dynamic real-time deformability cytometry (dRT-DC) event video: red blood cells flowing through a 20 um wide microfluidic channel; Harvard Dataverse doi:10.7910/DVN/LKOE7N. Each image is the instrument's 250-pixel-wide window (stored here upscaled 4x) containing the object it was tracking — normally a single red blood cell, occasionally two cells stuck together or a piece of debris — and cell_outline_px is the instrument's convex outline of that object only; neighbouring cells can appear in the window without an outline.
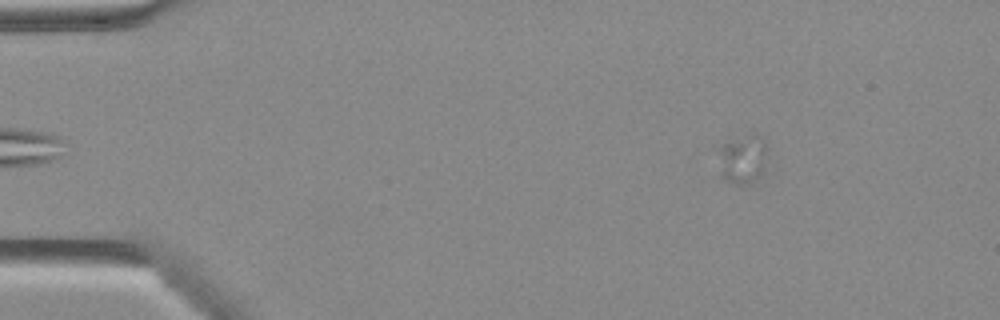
{"species": "Egyptian fruit bat (a non-hibernating species)", "species_latin": "Rousettus aegyptiacus", "temperature_condition": "warm", "stored_images_in_passage": 47, "camera_frame_rate_fps": 3000, "um_per_image_px": 0.085, "animal": {"sex": "female"}, "frame": {"image": 1, "passage_image": 5, "time_ms": 1.333, "image_size_px": [1000, 320], "cell_outline_px": [[768, 152], [760, 176], [752, 184], [732, 184], [720, 176], [720, 148], [724, 144], [752, 128], [764, 140], [768, 148]], "centroid_in_image_um": [63.18, 13.46], "position_along_channel_um": 21.8, "area_um2": 14.57}}
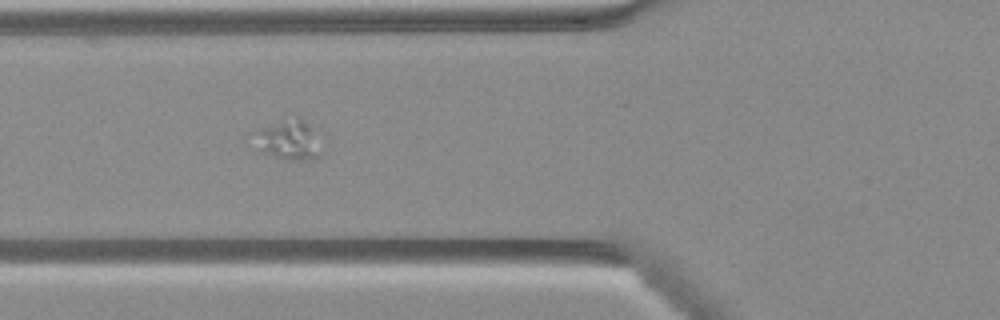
{"frame": {"image": 2, "passage_image": 17, "time_ms": 5.333, "image_size_px": [1000, 320], "cell_outline_px": [[324, 152], [316, 160], [284, 160], [260, 152], [260, 128], [300, 116], [308, 124]], "centroid_in_image_um": [24.67, 11.97], "position_along_channel_um": 101.1, "area_um2": 14.91}}
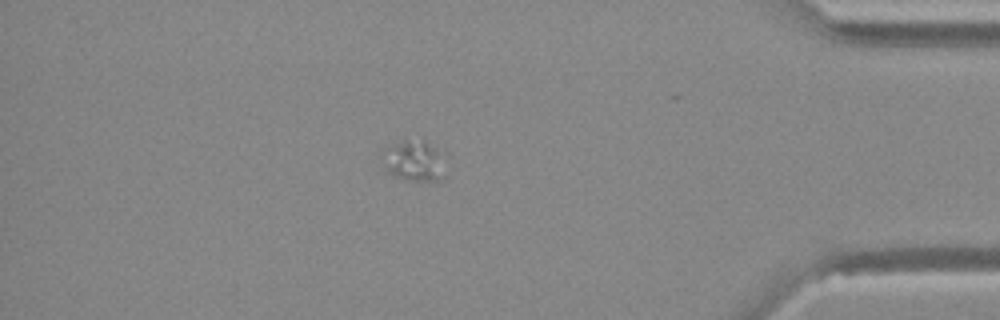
{"frame": {"image": 3, "passage_image": 41, "time_ms": 13.333, "image_size_px": [1000, 320], "cell_outline_px": [[440, 152], [436, 180], [404, 180], [388, 172], [384, 168], [376, 152], [392, 144], [404, 140], [424, 140]], "centroid_in_image_um": [34.92, 13.61], "position_along_channel_um": 400.3, "area_um2": 14.39}}